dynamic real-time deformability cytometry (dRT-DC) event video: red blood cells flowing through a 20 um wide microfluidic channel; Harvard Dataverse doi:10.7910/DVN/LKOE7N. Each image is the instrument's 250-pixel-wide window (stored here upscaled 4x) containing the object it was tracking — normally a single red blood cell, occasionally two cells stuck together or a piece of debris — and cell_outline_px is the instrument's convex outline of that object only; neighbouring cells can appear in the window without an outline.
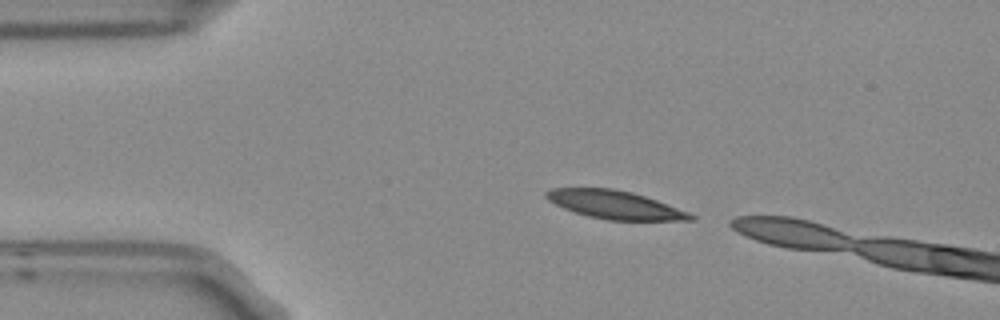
{"species": "Egyptian fruit bat (a non-hibernating species)", "species_latin": "Rousettus aegyptiacus", "temperature_condition": "room temperature", "stored_images_in_passage": 3, "camera_frame_rate_fps": 3000, "um_per_image_px": 0.085, "frame": {"image": 1, "passage_image": 1, "time_ms": 0.0, "image_size_px": [1000, 320], "cell_outline_px": [[696, 220], [608, 220], [588, 216], [564, 208], [548, 200], [544, 196], [544, 192], [552, 188], [612, 188], [632, 192], [656, 200], [688, 212], [696, 216]], "centroid_in_image_um": [52.25, 17.4], "position_along_channel_um": 32.7, "area_um2": 23.52}}